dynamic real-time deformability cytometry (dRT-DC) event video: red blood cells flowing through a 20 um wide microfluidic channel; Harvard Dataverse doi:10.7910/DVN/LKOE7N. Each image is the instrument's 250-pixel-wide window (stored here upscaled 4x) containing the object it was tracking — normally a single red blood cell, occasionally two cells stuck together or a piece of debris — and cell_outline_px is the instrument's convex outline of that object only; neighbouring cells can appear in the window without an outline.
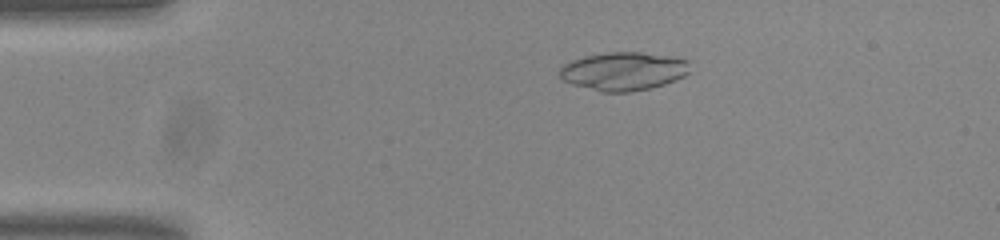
{"species": "common noctule bat (a hibernating species)", "species_latin": "Nyctalus noctula", "temperature_condition": "room temperature", "stored_images_in_passage": 53, "camera_frame_rate_fps": 3000, "um_per_image_px": 0.085, "animal": {"sex": "male", "body_mass_g": 20.0, "forearm_length_mm": 53.3}, "frame": {"image": 1, "passage_image": 10, "time_ms": 3.0, "image_size_px": [1000, 240], "cell_outline_px": [[692, 60], [688, 72], [684, 76], [676, 80], [664, 84], [632, 92], [600, 92], [572, 84], [564, 80], [560, 76], [560, 68], [564, 64], [572, 60], [584, 56], [608, 52], [640, 52], [676, 56]], "centroid_in_image_um": [53.05, 6.04], "position_along_channel_um": 31.9, "area_um2": 29.42}}
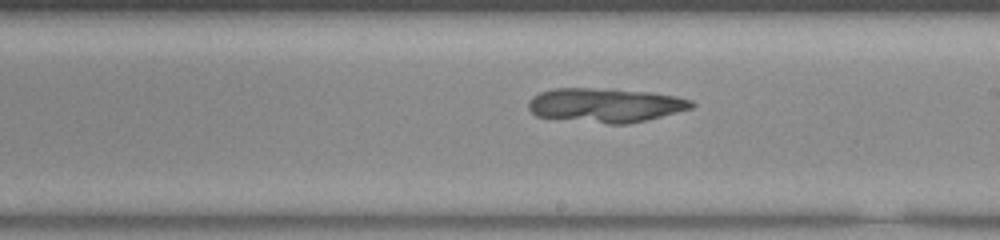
{"frame": {"image": 2, "passage_image": 30, "time_ms": 9.667, "image_size_px": [1000, 240], "cell_outline_px": [[696, 104], [692, 108], [628, 124], [608, 124], [536, 116], [528, 108], [528, 100], [532, 96], [540, 92], [556, 88], [592, 88], [652, 92], [676, 96], [692, 100]], "centroid_in_image_um": [51.44, 8.93], "position_along_channel_um": 237.6, "area_um2": 32.37}}
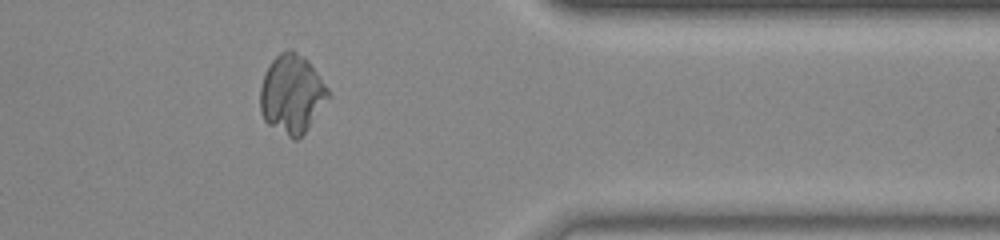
{"frame": {"image": 3, "passage_image": 43, "time_ms": 14.0, "image_size_px": [1000, 240], "cell_outline_px": [[328, 96], [304, 132], [296, 140], [292, 140], [268, 124], [264, 120], [260, 112], [260, 88], [264, 76], [272, 60], [280, 52], [288, 48], [292, 48], [304, 56], [308, 60], [328, 88]], "centroid_in_image_um": [24.76, 7.97], "position_along_channel_um": 386.6, "area_um2": 30.75}}